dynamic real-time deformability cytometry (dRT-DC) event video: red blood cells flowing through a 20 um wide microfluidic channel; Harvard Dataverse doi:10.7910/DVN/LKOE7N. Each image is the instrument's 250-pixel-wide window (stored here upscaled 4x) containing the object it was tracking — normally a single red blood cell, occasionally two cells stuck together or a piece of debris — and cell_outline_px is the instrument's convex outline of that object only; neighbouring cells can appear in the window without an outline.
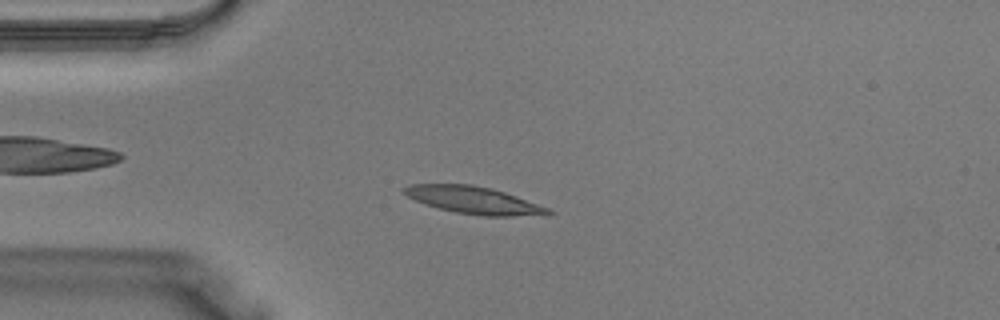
{"species": "Egyptian fruit bat (a non-hibernating species)", "species_latin": "Rousettus aegyptiacus", "temperature_condition": "warm", "stored_images_in_passage": 38, "camera_frame_rate_fps": 3000, "um_per_image_px": 0.085, "animal": {"sex": "male"}, "frame": {"image": 1, "passage_image": 9, "time_ms": 2.667, "image_size_px": [1000, 320], "cell_outline_px": [[556, 212], [548, 216], [484, 216], [456, 212], [424, 204], [408, 196], [400, 188], [412, 184], [472, 184], [492, 188], [516, 196], [548, 208]], "centroid_in_image_um": [40.33, 17.02], "position_along_channel_um": 44.7, "area_um2": 22.95}}
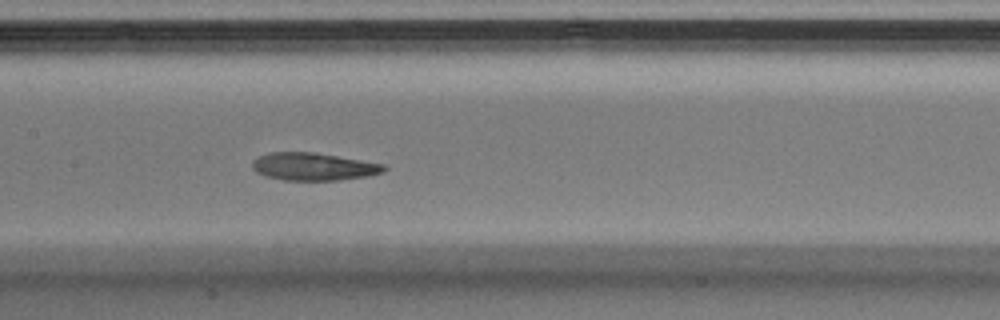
{"frame": {"image": 2, "passage_image": 18, "time_ms": 5.667, "image_size_px": [1000, 320], "cell_outline_px": [[388, 168], [384, 172], [368, 176], [336, 180], [284, 180], [264, 176], [256, 172], [252, 168], [252, 160], [268, 152], [316, 152], [384, 164]], "centroid_in_image_um": [26.64, 14.16], "position_along_channel_um": 180.8, "area_um2": 21.33}}
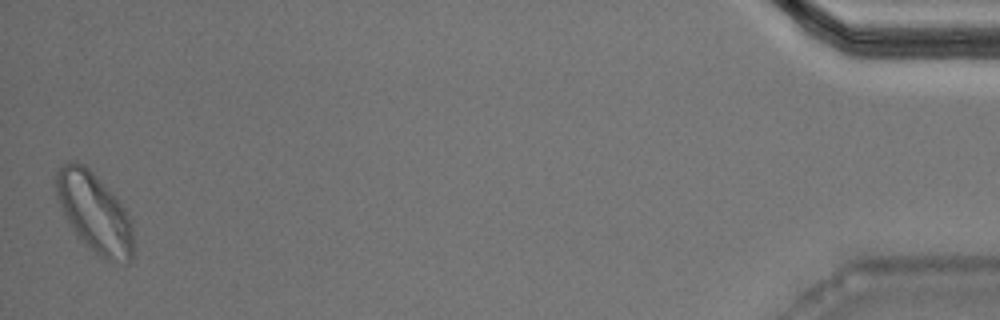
{"frame": {"image": 3, "passage_image": 38, "time_ms": 12.333, "image_size_px": [1000, 320], "cell_outline_px": [[136, 248], [128, 264], [124, 264], [108, 260], [100, 256], [76, 232], [68, 220], [60, 204], [56, 192], [56, 172], [64, 164], [76, 160], [84, 164], [96, 176], [120, 204], [128, 216], [132, 228]], "centroid_in_image_um": [8.07, 18.09], "position_along_channel_um": 427.1, "area_um2": 34.74}}